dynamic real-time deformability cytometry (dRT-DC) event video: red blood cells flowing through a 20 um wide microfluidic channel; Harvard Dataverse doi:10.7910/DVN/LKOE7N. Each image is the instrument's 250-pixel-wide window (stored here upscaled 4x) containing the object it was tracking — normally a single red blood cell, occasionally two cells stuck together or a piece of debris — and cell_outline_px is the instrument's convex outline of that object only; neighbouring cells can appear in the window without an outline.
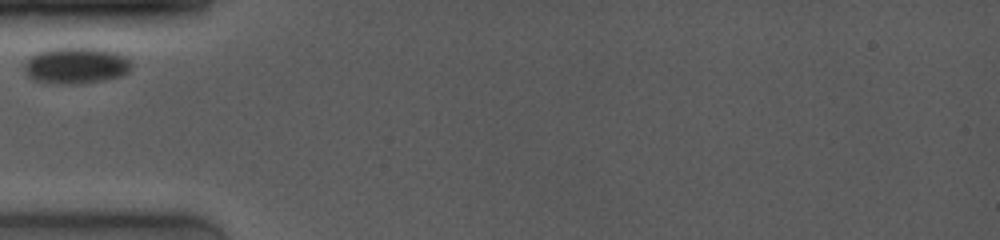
{"species": "common noctule bat (a hibernating species)", "species_latin": "Nyctalus noctula", "temperature_condition": "room temperature", "stored_images_in_passage": 12, "camera_frame_rate_fps": 4000, "um_per_image_px": 0.085, "animal": {"sex": "female", "body_mass_g": 19.0, "forearm_length_mm": 53.3}, "frame": {"image": 1, "passage_image": 1, "time_ms": 0.0, "image_size_px": [1000, 240], "cell_outline_px": [[132, 68], [124, 76], [100, 80], [72, 84], [56, 84], [32, 80], [24, 72], [24, 64], [28, 56], [36, 52], [48, 48], [100, 48], [116, 52], [124, 56], [132, 64]], "centroid_in_image_um": [6.42, 5.56], "position_along_channel_um": 78.6, "area_um2": 23.0}}
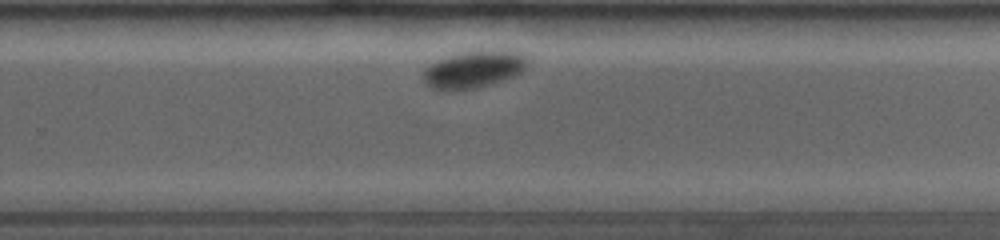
{"frame": {"image": 2, "passage_image": 10, "time_ms": 6.25, "image_size_px": [1000, 240], "cell_outline_px": [[528, 64], [516, 76], [476, 88], [432, 88], [424, 80], [424, 68], [428, 64], [436, 60], [460, 52], [524, 52], [528, 60]], "centroid_in_image_um": [40.28, 5.88], "position_along_channel_um": 289.5, "area_um2": 21.73}}
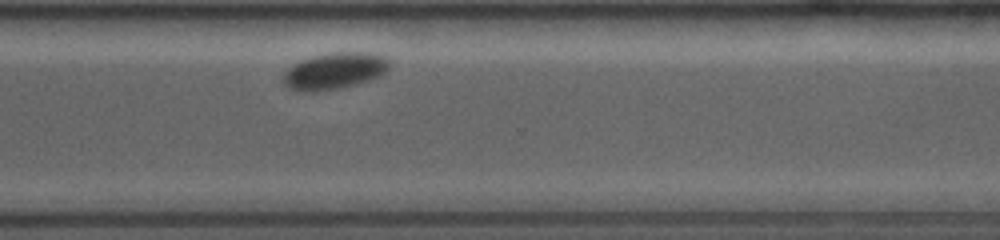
{"frame": {"image": 3, "passage_image": 12, "time_ms": 7.75, "image_size_px": [1000, 240], "cell_outline_px": [[392, 60], [388, 68], [380, 76], [356, 84], [316, 92], [296, 92], [288, 88], [280, 80], [284, 72], [288, 68], [300, 60], [312, 56], [332, 52], [372, 52], [388, 56]], "centroid_in_image_um": [28.42, 6.02], "position_along_channel_um": 342.2, "area_um2": 23.12}}